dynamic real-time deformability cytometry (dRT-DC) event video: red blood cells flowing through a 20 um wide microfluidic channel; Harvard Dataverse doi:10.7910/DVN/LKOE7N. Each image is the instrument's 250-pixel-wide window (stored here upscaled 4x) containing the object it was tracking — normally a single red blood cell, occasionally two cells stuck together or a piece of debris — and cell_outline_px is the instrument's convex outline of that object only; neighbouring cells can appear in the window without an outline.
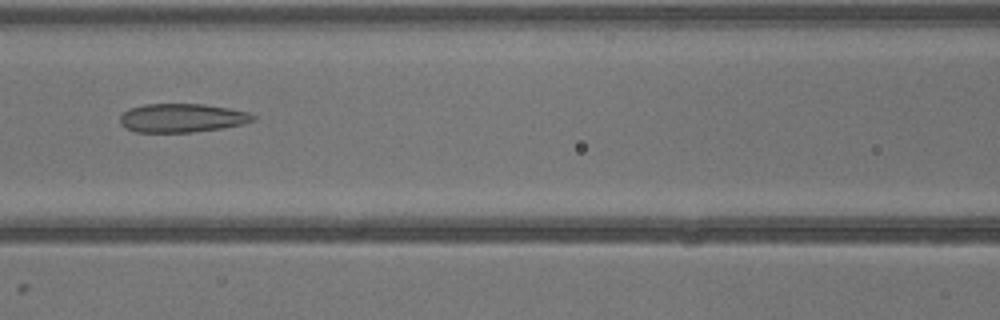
{"species": "common noctule bat (a hibernating species)", "species_latin": "Nyctalus noctula", "temperature_condition": "warm", "stored_images_in_passage": 26, "camera_frame_rate_fps": 3000, "um_per_image_px": 0.085, "animal": {"sex": "male", "body_mass_g": 13.3}, "frame": {"image": 1, "passage_image": 7, "time_ms": 2.0, "image_size_px": [1000, 320], "cell_outline_px": [[256, 120], [244, 124], [220, 128], [192, 132], [136, 132], [124, 128], [120, 124], [120, 116], [128, 108], [144, 104], [204, 104], [228, 108], [248, 112], [256, 116]], "centroid_in_image_um": [15.45, 10.02], "position_along_channel_um": 151.1, "area_um2": 22.37}}
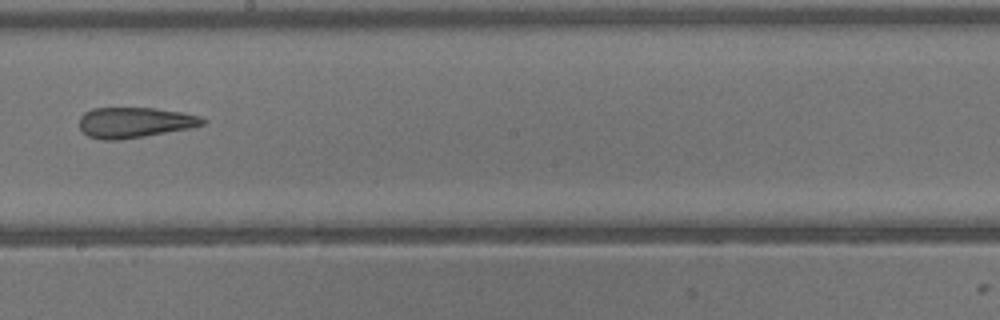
{"frame": {"image": 2, "passage_image": 12, "time_ms": 3.667, "image_size_px": [1000, 320], "cell_outline_px": [[208, 120], [204, 124], [188, 128], [144, 136], [120, 140], [104, 140], [88, 136], [80, 128], [80, 116], [84, 112], [92, 108], [156, 108], [180, 112], [200, 116]], "centroid_in_image_um": [11.43, 10.4], "position_along_channel_um": 236.8, "area_um2": 21.79}}
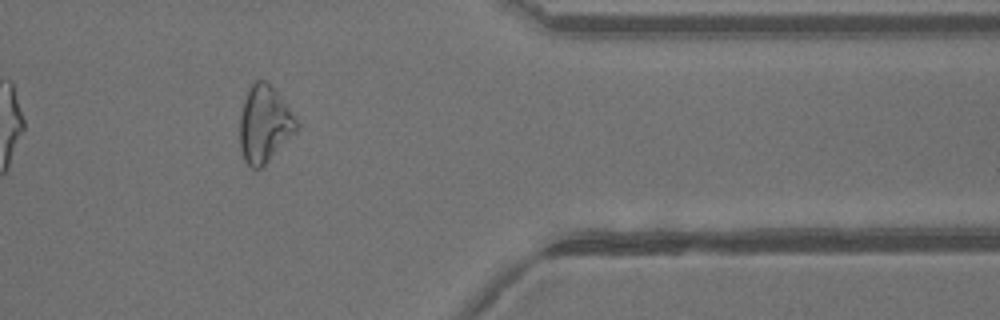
{"frame": {"image": 3, "passage_image": 22, "time_ms": 7.0, "image_size_px": [1000, 320], "cell_outline_px": [[300, 124], [296, 132], [260, 168], [252, 168], [244, 160], [240, 148], [240, 116], [244, 100], [248, 88], [256, 80], [264, 80], [272, 84], [276, 88]], "centroid_in_image_um": [22.49, 10.5], "position_along_channel_um": 388.9, "area_um2": 25.43}}